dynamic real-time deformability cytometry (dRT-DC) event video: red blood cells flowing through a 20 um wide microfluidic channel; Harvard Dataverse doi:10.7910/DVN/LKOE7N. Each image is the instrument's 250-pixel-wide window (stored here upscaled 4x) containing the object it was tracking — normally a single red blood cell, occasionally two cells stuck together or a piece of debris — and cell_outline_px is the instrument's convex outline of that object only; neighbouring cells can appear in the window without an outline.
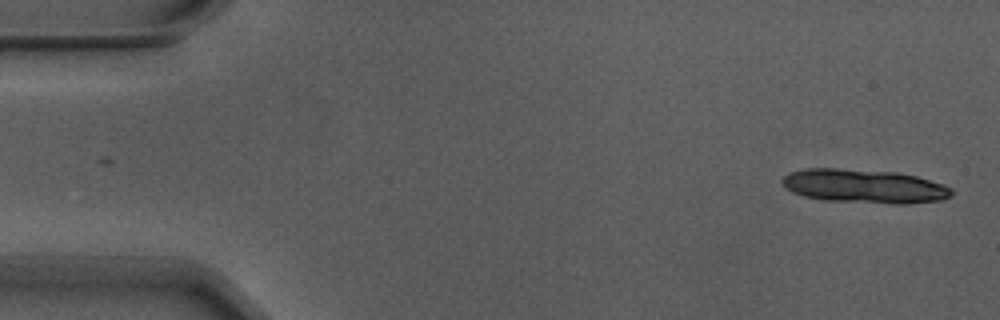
{"species": "Egyptian fruit bat (a non-hibernating species)", "species_latin": "Rousettus aegyptiacus", "temperature_condition": "warm", "stored_images_in_passage": 4, "camera_frame_rate_fps": 3000, "um_per_image_px": 0.085, "animal": {"sex": "male"}, "frame": {"image": 1, "passage_image": 1, "time_ms": 0.0, "image_size_px": [1000, 320], "cell_outline_px": [[952, 196], [944, 200], [908, 204], [896, 204], [824, 200], [804, 196], [792, 192], [780, 180], [788, 172], [804, 168], [836, 168], [896, 172], [916, 176], [944, 184], [952, 188]], "centroid_in_image_um": [73.49, 15.83], "position_along_channel_um": 11.5, "area_um2": 33.64}}